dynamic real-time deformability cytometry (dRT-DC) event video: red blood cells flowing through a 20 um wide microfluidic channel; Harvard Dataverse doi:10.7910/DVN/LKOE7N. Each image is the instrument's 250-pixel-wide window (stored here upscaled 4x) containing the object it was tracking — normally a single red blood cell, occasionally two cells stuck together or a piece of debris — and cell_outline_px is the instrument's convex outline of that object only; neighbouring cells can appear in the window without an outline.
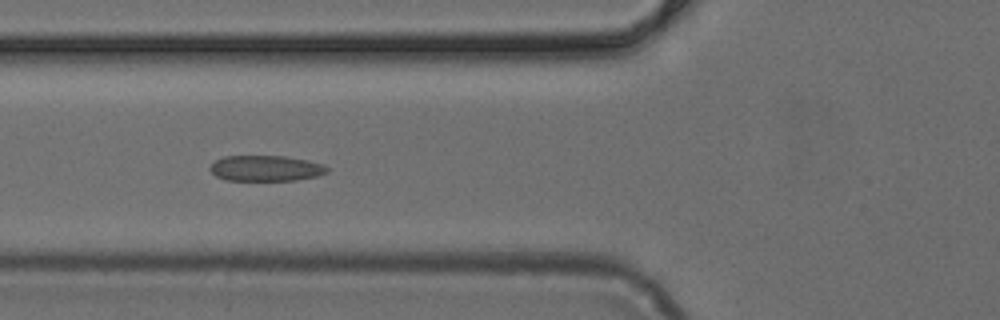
{"species": "common noctule bat (a hibernating species)", "species_latin": "Nyctalus noctula", "temperature_condition": "cold", "stored_images_in_passage": 7, "camera_frame_rate_fps": 3000, "um_per_image_px": 0.085, "animal": {"sex": "female", "body_mass_g": 24.6, "forearm_length_mm": 56.2}, "frame": {"image": 1, "passage_image": 5, "time_ms": 1.333, "image_size_px": [1000, 320], "cell_outline_px": [[328, 172], [316, 176], [296, 180], [224, 180], [216, 176], [208, 168], [216, 160], [224, 156], [284, 156], [308, 160], [324, 164], [328, 168]], "centroid_in_image_um": [22.59, 14.3], "position_along_channel_um": 103.2, "area_um2": 17.51}}
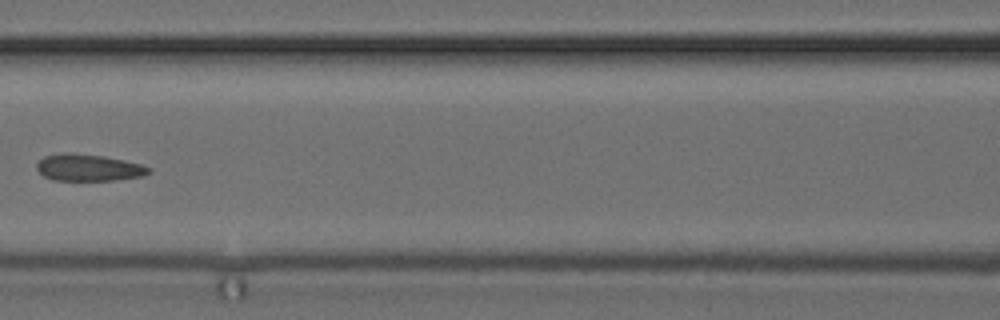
{"frame": {"image": 2, "passage_image": 6, "time_ms": 1.667, "image_size_px": [1000, 320], "cell_outline_px": [[152, 172], [144, 176], [112, 180], [52, 180], [44, 176], [36, 168], [36, 164], [44, 156], [64, 152], [68, 152], [104, 156], [124, 160], [140, 164], [152, 168]], "centroid_in_image_um": [7.54, 14.24], "position_along_channel_um": 159.1, "area_um2": 17.57}}
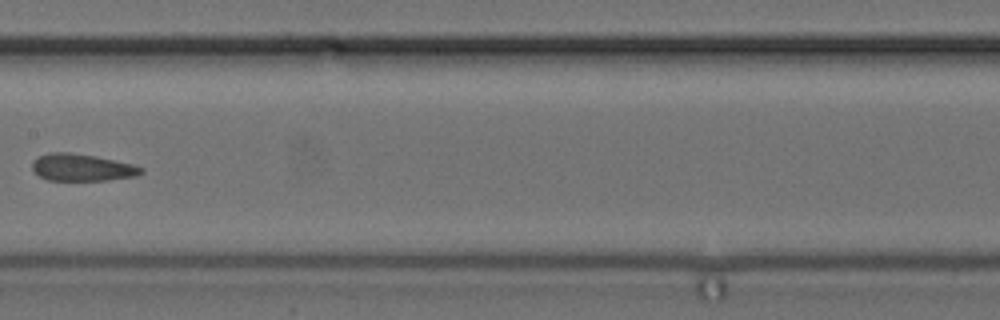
{"frame": {"image": 3, "passage_image": 7, "time_ms": 2.0, "image_size_px": [1000, 320], "cell_outline_px": [[144, 172], [136, 176], [108, 180], [48, 180], [40, 176], [32, 168], [32, 160], [48, 152], [68, 152], [96, 156], [132, 164], [144, 168]], "centroid_in_image_um": [6.98, 14.23], "position_along_channel_um": 200.4, "area_um2": 17.17}}